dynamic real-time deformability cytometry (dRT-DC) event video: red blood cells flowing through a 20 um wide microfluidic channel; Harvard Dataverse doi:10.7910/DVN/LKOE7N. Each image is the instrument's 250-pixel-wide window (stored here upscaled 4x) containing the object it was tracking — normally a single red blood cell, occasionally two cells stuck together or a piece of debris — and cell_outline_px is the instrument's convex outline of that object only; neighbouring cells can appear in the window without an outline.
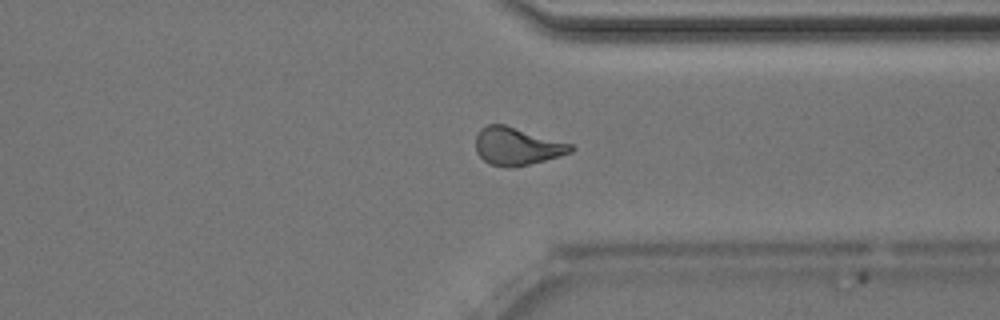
{"species": "Egyptian fruit bat (a non-hibernating species)", "species_latin": "Rousettus aegyptiacus", "temperature_condition": "room temperature", "stored_images_in_passage": 44, "camera_frame_rate_fps": 3000, "um_per_image_px": 0.085, "animal": {"sex": "male"}, "frame": {"image": 1, "passage_image": 38, "time_ms": 12.333, "image_size_px": [1000, 320], "cell_outline_px": [[576, 148], [572, 152], [560, 156], [528, 164], [488, 164], [476, 152], [476, 136], [480, 128], [488, 124], [504, 124], [572, 144]], "centroid_in_image_um": [43.95, 12.38], "position_along_channel_um": 367.4, "area_um2": 20.29}}